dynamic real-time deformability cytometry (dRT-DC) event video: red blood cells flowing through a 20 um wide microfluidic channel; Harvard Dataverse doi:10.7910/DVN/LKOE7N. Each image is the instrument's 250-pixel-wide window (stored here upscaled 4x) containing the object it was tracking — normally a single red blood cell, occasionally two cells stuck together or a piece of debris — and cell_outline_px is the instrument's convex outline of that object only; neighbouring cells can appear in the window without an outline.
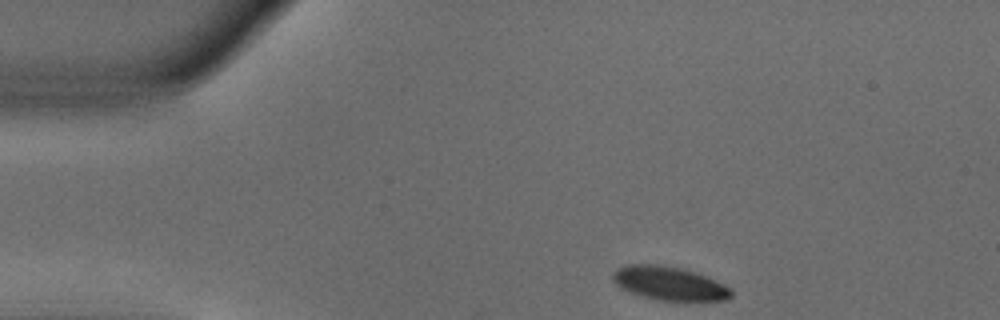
{"species": "common noctule bat (a hibernating species)", "species_latin": "Nyctalus noctula", "temperature_condition": "warm", "stored_images_in_passage": 45, "camera_frame_rate_fps": 3000, "um_per_image_px": 0.085, "animal": {"sex": "male", "body_mass_g": 18.8}, "frame": {"image": 1, "passage_image": 1, "time_ms": 0.0, "image_size_px": [1000, 320], "cell_outline_px": [[732, 296], [724, 300], [688, 304], [660, 300], [628, 292], [620, 288], [612, 280], [612, 272], [616, 268], [628, 264], [656, 264], [680, 268], [696, 272], [716, 280], [732, 288]], "centroid_in_image_um": [56.93, 24.13], "position_along_channel_um": 28.1, "area_um2": 24.16}}
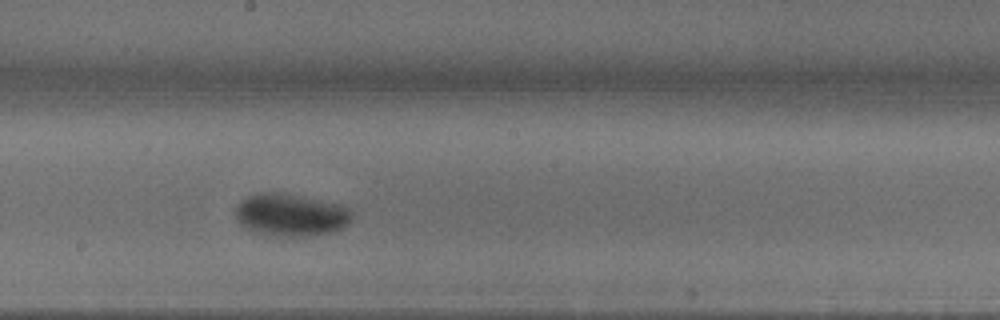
{"frame": {"image": 2, "passage_image": 21, "time_ms": 6.667, "image_size_px": [1000, 320], "cell_outline_px": [[352, 216], [348, 224], [340, 228], [328, 232], [312, 236], [276, 236], [260, 232], [248, 228], [240, 224], [236, 216], [236, 208], [248, 196], [256, 192], [276, 192], [336, 204], [352, 208]], "centroid_in_image_um": [24.72, 18.27], "position_along_channel_um": 223.5, "area_um2": 28.09}}
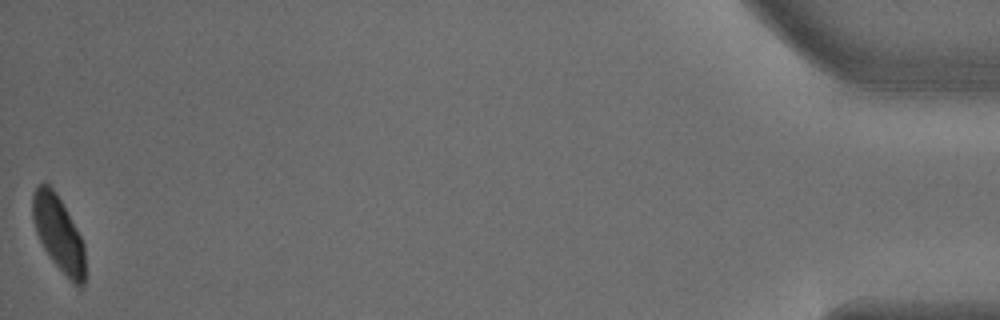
{"frame": {"image": 3, "passage_image": 45, "time_ms": 14.667, "image_size_px": [1000, 320], "cell_outline_px": [[84, 284], [80, 288], [52, 260], [44, 248], [36, 232], [32, 216], [32, 196], [36, 188], [40, 184], [48, 184], [56, 192], [76, 228], [84, 244]], "centroid_in_image_um": [4.96, 19.81], "position_along_channel_um": 430.2, "area_um2": 22.31}, "authors_computed_cell_mechanics": {"area_um2": 25.5476, "velocity_mm_per_s": 3.7782, "shape_relaxation_time_tau1_ms": 3.26, "shape_relaxation_time_tau2_ms": null, "deformation_change_tau1": 0.1439, "deformation_change_tau2": null}}